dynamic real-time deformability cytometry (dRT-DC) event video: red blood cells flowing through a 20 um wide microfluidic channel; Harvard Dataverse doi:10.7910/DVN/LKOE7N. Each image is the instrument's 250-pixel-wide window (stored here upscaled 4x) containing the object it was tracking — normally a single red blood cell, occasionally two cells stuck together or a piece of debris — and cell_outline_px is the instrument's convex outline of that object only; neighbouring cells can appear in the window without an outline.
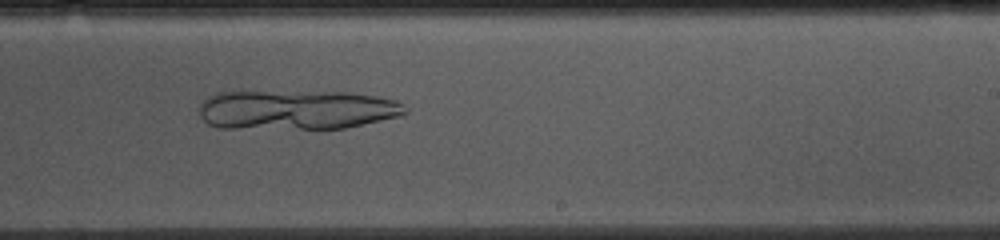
{"species": "common noctule bat (a hibernating species)", "species_latin": "Nyctalus noctula", "temperature_condition": "cold", "stored_images_in_passage": 51, "camera_frame_rate_fps": 3000, "um_per_image_px": 0.085, "animal": {"sex": "female", "body_mass_g": 10.0, "forearm_length_mm": 53.1}, "frame": {"image": 1, "passage_image": 30, "time_ms": 9.667, "image_size_px": [1000, 240], "cell_outline_px": [[408, 112], [400, 116], [344, 128], [216, 128], [208, 124], [200, 116], [200, 104], [208, 96], [216, 92], [352, 92], [376, 96], [396, 100], [404, 104], [408, 108]], "centroid_in_image_um": [25.22, 9.33], "position_along_channel_um": 263.8, "area_um2": 47.51}}